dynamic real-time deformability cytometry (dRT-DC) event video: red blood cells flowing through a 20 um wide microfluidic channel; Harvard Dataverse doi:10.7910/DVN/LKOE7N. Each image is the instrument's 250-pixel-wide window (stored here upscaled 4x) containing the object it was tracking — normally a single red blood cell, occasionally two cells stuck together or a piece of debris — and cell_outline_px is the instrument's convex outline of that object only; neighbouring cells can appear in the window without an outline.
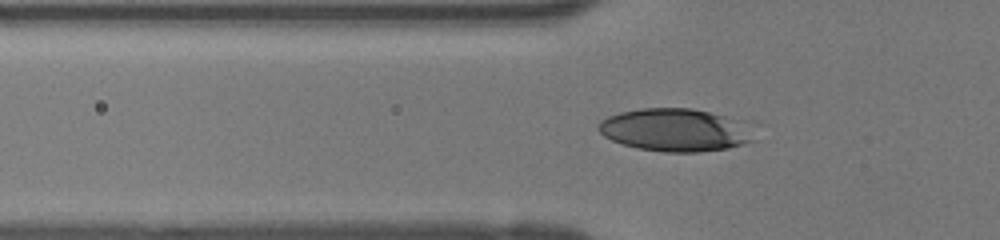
{"species": "human", "species_latin": "Homo sapiens", "temperature_condition": "room temperature", "stored_images_in_passage": 32, "camera_frame_rate_fps": 3000, "um_per_image_px": 0.085, "donor": {"sex": "female"}, "frame": {"image": 1, "passage_image": 2, "time_ms": 0.333, "image_size_px": [1000, 240], "cell_outline_px": [[760, 124], [756, 140], [744, 144], [728, 148], [700, 152], [664, 152], [636, 148], [612, 140], [604, 136], [596, 128], [600, 120], [608, 116], [620, 112], [640, 108], [692, 108], [752, 120]], "centroid_in_image_um": [57.62, 11.03], "position_along_channel_um": 68.2, "area_um2": 40.58}}
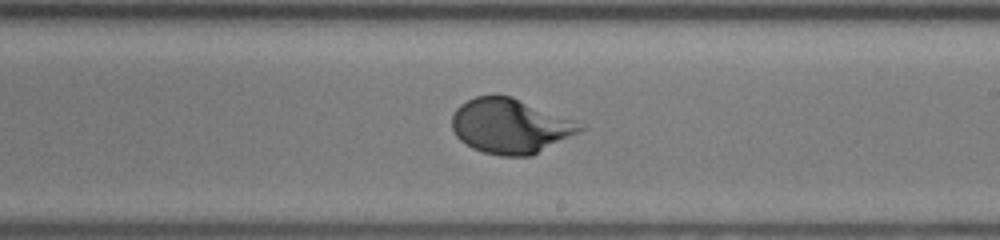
{"frame": {"image": 2, "passage_image": 14, "time_ms": 4.333, "image_size_px": [1000, 240], "cell_outline_px": [[584, 128], [580, 132], [532, 156], [500, 156], [484, 152], [472, 148], [460, 140], [456, 136], [452, 128], [452, 116], [456, 108], [460, 104], [476, 96], [496, 92], [512, 96], [572, 120]], "centroid_in_image_um": [43.31, 10.7], "position_along_channel_um": 245.7, "area_um2": 40.98}}
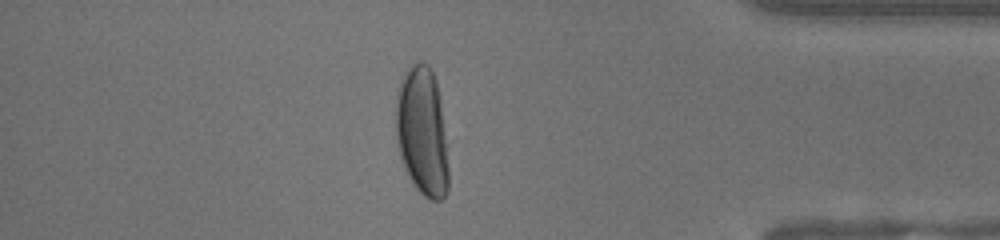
{"frame": {"image": 3, "passage_image": 26, "time_ms": 8.333, "image_size_px": [1000, 240], "cell_outline_px": [[448, 192], [440, 200], [432, 200], [424, 196], [416, 188], [408, 176], [404, 168], [400, 156], [396, 140], [396, 92], [404, 72], [412, 64], [420, 60], [428, 64], [436, 80], [448, 144]], "centroid_in_image_um": [35.89, 11.18], "position_along_channel_um": 399.3, "area_um2": 40.17}}